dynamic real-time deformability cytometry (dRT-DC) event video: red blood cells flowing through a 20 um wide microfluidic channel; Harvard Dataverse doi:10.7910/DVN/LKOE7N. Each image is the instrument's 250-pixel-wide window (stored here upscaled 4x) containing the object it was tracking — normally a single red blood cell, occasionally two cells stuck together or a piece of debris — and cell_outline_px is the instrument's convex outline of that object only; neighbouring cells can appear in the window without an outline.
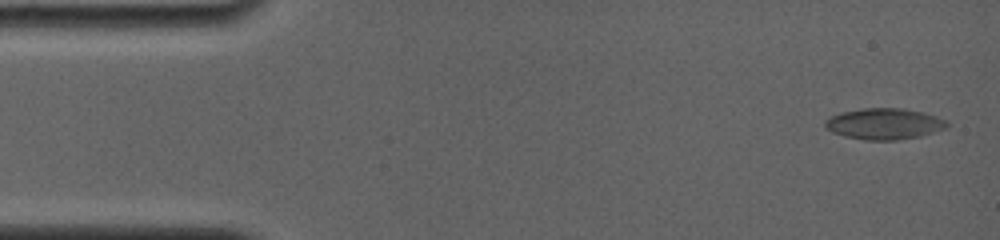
{"species": "common noctule bat (a hibernating species)", "species_latin": "Nyctalus noctula", "temperature_condition": "room temperature", "stored_images_in_passage": 42, "camera_frame_rate_fps": 4000, "um_per_image_px": 0.085, "animal": {"sex": "female", "body_mass_g": 19.0, "forearm_length_mm": 56.7}, "frame": {"image": 1, "passage_image": 2, "time_ms": 0.25, "image_size_px": [1000, 240], "cell_outline_px": [[948, 124], [944, 128], [920, 136], [896, 140], [864, 140], [844, 136], [832, 132], [824, 124], [824, 120], [832, 116], [844, 112], [864, 108], [904, 108], [924, 112], [936, 116], [944, 120]], "centroid_in_image_um": [75.14, 10.52], "position_along_channel_um": 9.9, "area_um2": 21.85}}
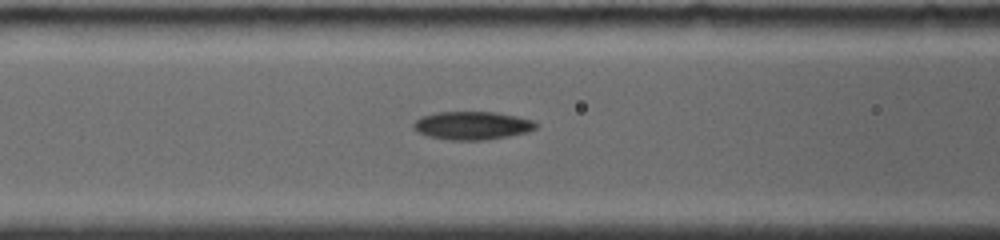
{"frame": {"image": 2, "passage_image": 24, "time_ms": 6.25, "image_size_px": [1000, 240], "cell_outline_px": [[540, 124], [536, 128], [528, 132], [488, 140], [452, 140], [428, 136], [416, 132], [412, 128], [412, 124], [420, 116], [436, 112], [496, 112], [516, 116], [532, 120]], "centroid_in_image_um": [40.12, 10.67], "position_along_channel_um": 126.5, "area_um2": 20.35}}
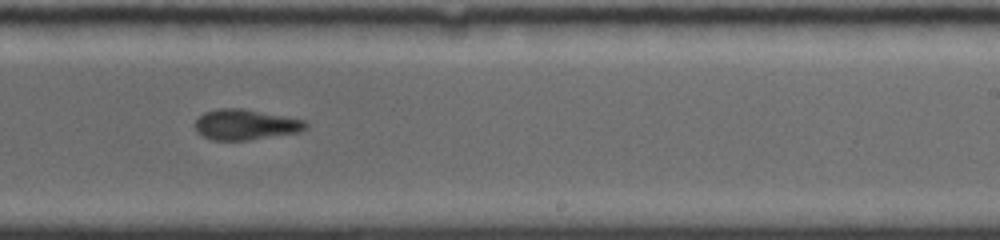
{"frame": {"image": 3, "passage_image": 41, "time_ms": 10.0, "image_size_px": [1000, 240], "cell_outline_px": [[308, 128], [300, 132], [248, 140], [212, 140], [196, 132], [196, 120], [204, 112], [220, 108], [240, 108], [284, 116], [304, 120], [308, 124]], "centroid_in_image_um": [20.88, 10.59], "position_along_channel_um": 268.1, "area_um2": 19.54}}